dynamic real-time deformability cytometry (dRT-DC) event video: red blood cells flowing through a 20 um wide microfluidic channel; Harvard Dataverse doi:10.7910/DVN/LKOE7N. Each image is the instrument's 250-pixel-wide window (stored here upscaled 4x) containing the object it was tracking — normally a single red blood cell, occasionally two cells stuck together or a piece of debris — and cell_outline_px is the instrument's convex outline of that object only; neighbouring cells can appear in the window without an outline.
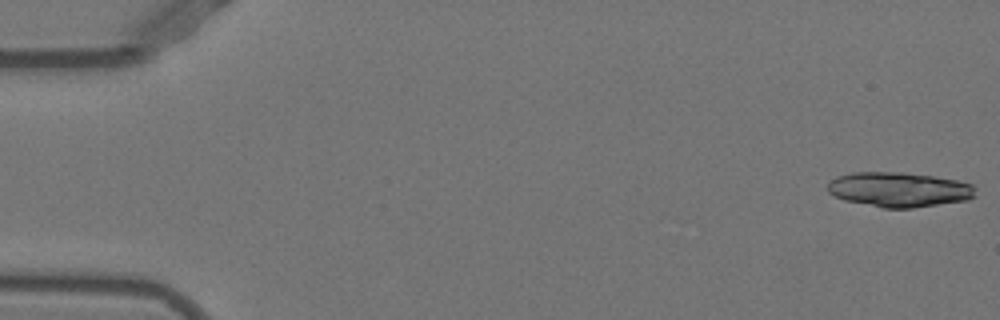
{"species": "Egyptian fruit bat (a non-hibernating species)", "species_latin": "Rousettus aegyptiacus", "temperature_condition": "warm", "stored_images_in_passage": 24, "camera_frame_rate_fps": 3000, "um_per_image_px": 0.085, "animal": {"sex": "female"}, "frame": {"image": 1, "passage_image": 1, "time_ms": 0.0, "image_size_px": [1000, 320], "cell_outline_px": [[976, 196], [968, 200], [912, 208], [884, 208], [844, 200], [828, 192], [828, 180], [836, 176], [852, 172], [904, 172], [932, 176], [956, 180], [972, 184], [976, 188]], "centroid_in_image_um": [76.42, 16.11], "position_along_channel_um": 8.6, "area_um2": 30.17}}
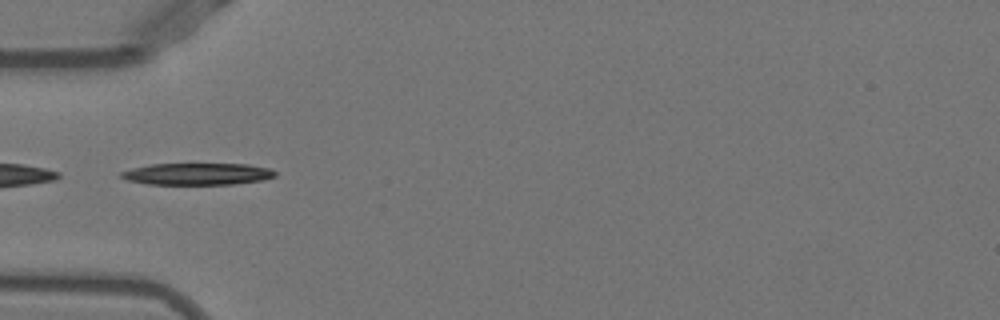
{"frame": {"image": 2, "passage_image": 17, "time_ms": 5.333, "image_size_px": [1000, 320], "cell_outline_px": [[276, 176], [264, 180], [232, 184], [148, 184], [128, 180], [120, 176], [120, 172], [132, 168], [152, 164], [248, 164], [272, 168], [276, 172]], "centroid_in_image_um": [16.83, 14.78], "position_along_channel_um": 68.2, "area_um2": 19.59}}
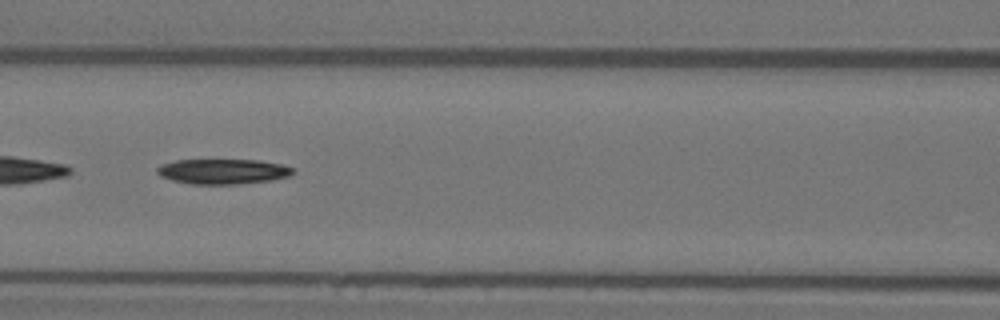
{"frame": {"image": 3, "passage_image": 23, "time_ms": 7.333, "image_size_px": [1000, 320], "cell_outline_px": [[296, 172], [288, 176], [272, 180], [236, 184], [188, 184], [172, 180], [160, 176], [156, 172], [156, 168], [160, 164], [176, 160], [260, 160], [280, 164], [292, 168]], "centroid_in_image_um": [18.91, 14.57], "position_along_channel_um": 147.7, "area_um2": 19.94}}